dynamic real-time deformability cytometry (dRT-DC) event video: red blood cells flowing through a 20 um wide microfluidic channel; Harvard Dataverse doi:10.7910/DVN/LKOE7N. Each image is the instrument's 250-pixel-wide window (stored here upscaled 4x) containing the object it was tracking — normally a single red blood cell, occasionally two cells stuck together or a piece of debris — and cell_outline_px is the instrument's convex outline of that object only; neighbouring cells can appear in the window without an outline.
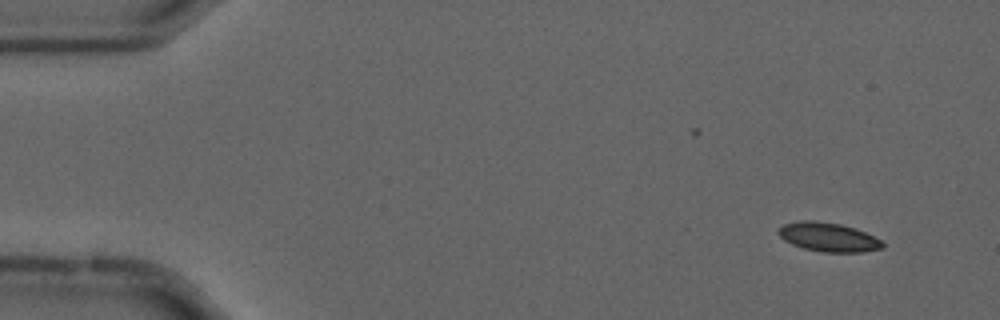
{"species": "common noctule bat (a hibernating species)", "species_latin": "Nyctalus noctula", "temperature_condition": "cold", "stored_images_in_passage": 55, "camera_frame_rate_fps": 3000, "um_per_image_px": 0.085, "animal": {"sex": "male", "forearm_length_mm": 52.5}, "frame": {"image": 1, "passage_image": 4, "time_ms": 1.0, "image_size_px": [1000, 320], "cell_outline_px": [[884, 248], [860, 252], [824, 252], [804, 248], [792, 244], [784, 240], [776, 232], [784, 224], [800, 220], [812, 220], [840, 224], [864, 232], [880, 240], [884, 244]], "centroid_in_image_um": [70.38, 20.15], "position_along_channel_um": 14.6, "area_um2": 17.34}}
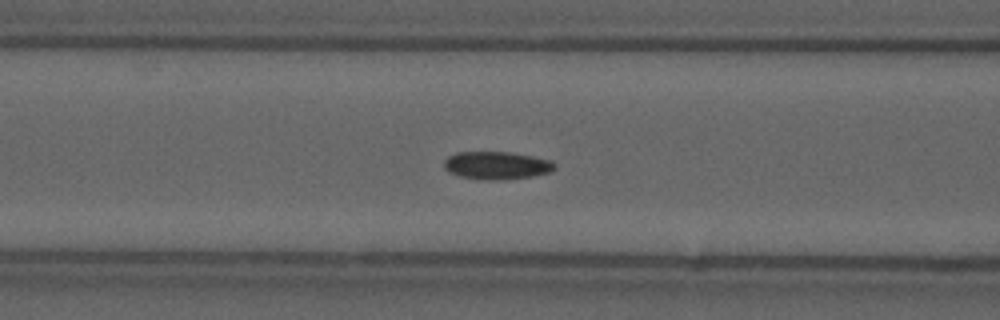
{"frame": {"image": 2, "passage_image": 22, "time_ms": 7.0, "image_size_px": [1000, 320], "cell_outline_px": [[556, 168], [548, 172], [532, 176], [492, 180], [488, 180], [460, 176], [448, 172], [444, 168], [444, 160], [448, 156], [456, 152], [512, 152], [552, 160], [556, 164]], "centroid_in_image_um": [42.2, 14.04], "position_along_channel_um": 124.4, "area_um2": 17.86}}
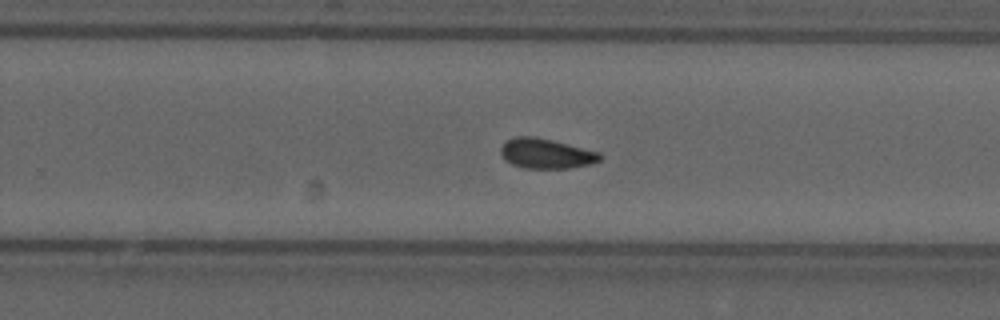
{"frame": {"image": 3, "passage_image": 35, "time_ms": 11.333, "image_size_px": [1000, 320], "cell_outline_px": [[604, 156], [600, 160], [592, 164], [568, 168], [524, 168], [512, 164], [504, 160], [500, 152], [500, 148], [508, 140], [516, 136], [536, 136], [600, 152]], "centroid_in_image_um": [46.43, 13.05], "position_along_channel_um": 283.4, "area_um2": 17.4}, "authors_computed_cell_mechanics": {"area_um2": 17.1666, "velocity_mm_per_s": 3.6825, "shape_relaxation_time_tau1_ms": null, "shape_relaxation_time_tau2_ms": 2.8968, "deformation_change_tau1": null, "deformation_change_tau2": 0.0817}}